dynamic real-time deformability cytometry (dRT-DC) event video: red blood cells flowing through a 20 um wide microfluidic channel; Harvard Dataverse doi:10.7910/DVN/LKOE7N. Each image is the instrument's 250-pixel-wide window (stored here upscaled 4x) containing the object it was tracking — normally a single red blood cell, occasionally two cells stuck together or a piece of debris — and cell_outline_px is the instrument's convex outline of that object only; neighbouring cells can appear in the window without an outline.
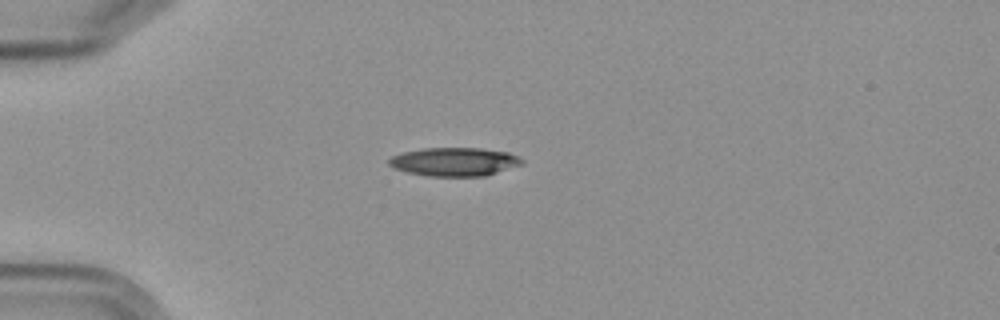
{"species": "Egyptian fruit bat (a non-hibernating species)", "species_latin": "Rousettus aegyptiacus", "temperature_condition": "cold", "stored_images_in_passage": 6, "camera_frame_rate_fps": 3000, "um_per_image_px": 0.085, "frame": {"image": 1, "passage_image": 3, "time_ms": 2.333, "image_size_px": [1000, 320], "cell_outline_px": [[524, 164], [484, 176], [432, 176], [408, 172], [396, 168], [388, 164], [388, 160], [392, 156], [404, 152], [424, 148], [480, 148], [508, 152], [520, 156], [524, 160]], "centroid_in_image_um": [38.68, 13.74], "position_along_channel_um": 46.3, "area_um2": 22.02}}
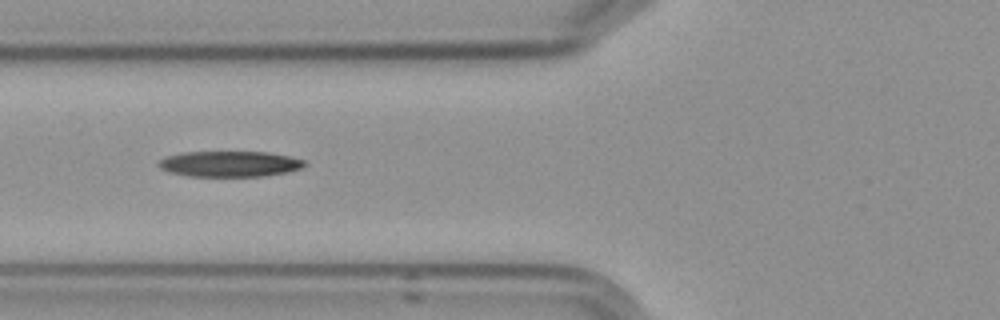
{"frame": {"image": 2, "passage_image": 5, "time_ms": 4.667, "image_size_px": [1000, 320], "cell_outline_px": [[308, 164], [300, 168], [288, 172], [264, 176], [188, 176], [172, 172], [160, 168], [156, 164], [164, 156], [184, 152], [268, 152], [288, 156], [304, 160]], "centroid_in_image_um": [19.52, 13.93], "position_along_channel_um": 106.3, "area_um2": 21.85}}